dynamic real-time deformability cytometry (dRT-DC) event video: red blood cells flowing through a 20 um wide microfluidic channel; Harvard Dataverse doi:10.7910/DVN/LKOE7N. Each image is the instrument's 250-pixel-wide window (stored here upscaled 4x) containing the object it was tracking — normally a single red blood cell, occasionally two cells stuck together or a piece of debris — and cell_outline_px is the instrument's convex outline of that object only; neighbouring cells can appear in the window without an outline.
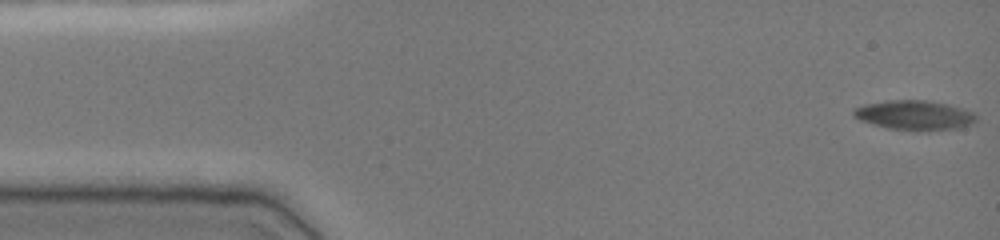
{"species": "common noctule bat (a hibernating species)", "species_latin": "Nyctalus noctula", "temperature_condition": "cold", "stored_images_in_passage": 52, "segment_of_instrument_passage": [1, 2], "camera_frame_rate_fps": 3000, "um_per_image_px": 0.085, "animal": {"sex": "female", "body_mass_g": 19.0, "forearm_length_mm": 51.5}, "frame": {"image": 1, "passage_image": 1, "time_ms": 0.0, "image_size_px": [1000, 240], "cell_outline_px": [[976, 120], [968, 124], [956, 128], [928, 132], [916, 132], [888, 128], [860, 120], [852, 116], [852, 108], [864, 104], [888, 100], [924, 100], [944, 104], [960, 108], [972, 112], [976, 116]], "centroid_in_image_um": [77.65, 9.81], "position_along_channel_um": 7.3, "area_um2": 21.21}}
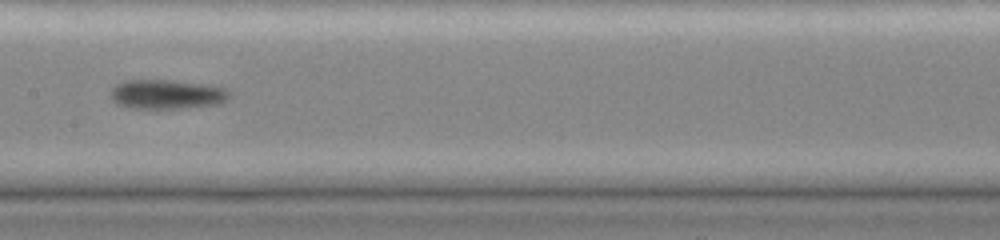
{"frame": {"image": 2, "passage_image": 25, "time_ms": 8.0, "image_size_px": [1000, 240], "cell_outline_px": [[228, 96], [220, 104], [180, 108], [132, 108], [116, 104], [108, 96], [108, 92], [116, 84], [124, 80], [172, 80], [208, 84], [228, 88]], "centroid_in_image_um": [14.12, 8.0], "position_along_channel_um": 193.3, "area_um2": 20.58}}
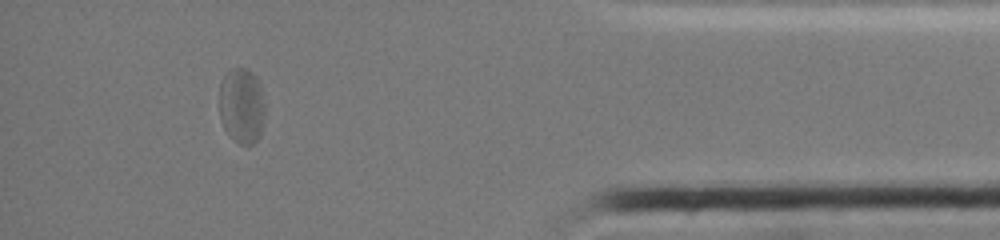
{"frame": {"image": 3, "passage_image": 45, "time_ms": 14.667, "image_size_px": [1000, 240], "cell_outline_px": [[264, 124], [256, 140], [252, 144], [240, 144], [228, 136], [224, 128], [220, 116], [220, 80], [232, 68], [248, 68], [256, 76], [260, 84], [264, 100]], "centroid_in_image_um": [20.55, 8.97], "position_along_channel_um": 414.7, "area_um2": 20.29}}